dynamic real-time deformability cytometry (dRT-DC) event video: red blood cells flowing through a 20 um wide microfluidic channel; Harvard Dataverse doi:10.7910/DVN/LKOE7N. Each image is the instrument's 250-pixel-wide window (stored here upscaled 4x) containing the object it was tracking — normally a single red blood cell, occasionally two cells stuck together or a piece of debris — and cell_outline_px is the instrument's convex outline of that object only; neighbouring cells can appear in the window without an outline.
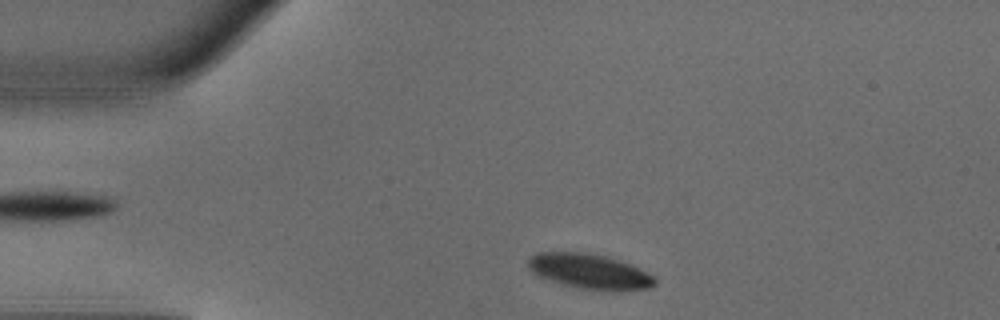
{"species": "common noctule bat (a hibernating species)", "species_latin": "Nyctalus noctula", "temperature_condition": "warm", "stored_images_in_passage": 41, "camera_frame_rate_fps": 3000, "um_per_image_px": 0.085, "animal": {"sex": "male", "body_mass_g": 18.8}, "frame": {"image": 1, "passage_image": 2, "time_ms": 0.333, "image_size_px": [1000, 320], "cell_outline_px": [[656, 284], [648, 288], [580, 288], [548, 280], [532, 272], [528, 268], [528, 260], [536, 252], [584, 252], [604, 256], [620, 260], [652, 276], [656, 280]], "centroid_in_image_um": [50.0, 23.02], "position_along_channel_um": 35.0, "area_um2": 24.68}}
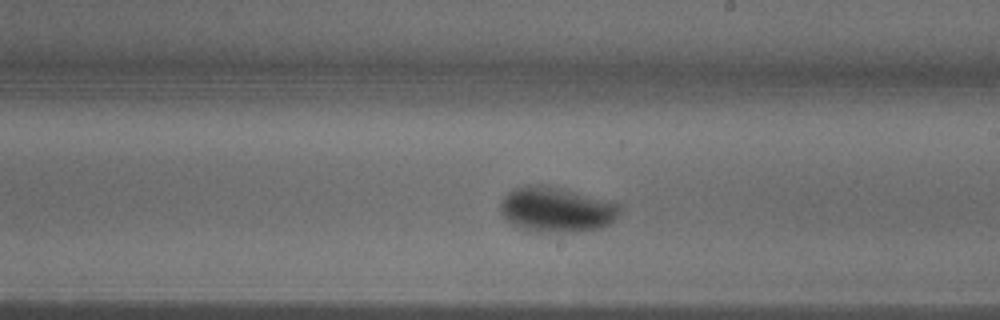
{"frame": {"image": 2, "passage_image": 20, "time_ms": 6.333, "image_size_px": [1000, 320], "cell_outline_px": [[620, 208], [616, 216], [608, 224], [600, 228], [580, 232], [532, 232], [512, 224], [500, 212], [500, 200], [512, 188], [524, 184], [540, 184], [620, 204]], "centroid_in_image_um": [47.21, 17.83], "position_along_channel_um": 241.8, "area_um2": 31.1}}
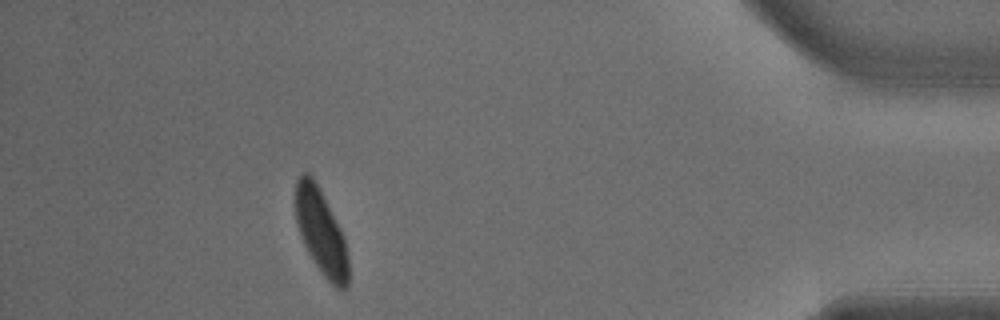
{"frame": {"image": 3, "passage_image": 36, "time_ms": 11.667, "image_size_px": [1000, 320], "cell_outline_px": [[348, 288], [340, 292], [320, 272], [308, 252], [300, 236], [296, 224], [296, 180], [304, 172], [308, 172], [312, 176], [344, 236], [348, 256]], "centroid_in_image_um": [27.3, 19.78], "position_along_channel_um": 407.9, "area_um2": 26.07}, "authors_computed_cell_mechanics": {"area_um2": 27.2816, "velocity_mm_per_s": 4.0999, "shape_relaxation_time_tau1_ms": 4.064, "shape_relaxation_time_tau2_ms": null, "deformation_change_tau1": 0.1964, "deformation_change_tau2": null}}